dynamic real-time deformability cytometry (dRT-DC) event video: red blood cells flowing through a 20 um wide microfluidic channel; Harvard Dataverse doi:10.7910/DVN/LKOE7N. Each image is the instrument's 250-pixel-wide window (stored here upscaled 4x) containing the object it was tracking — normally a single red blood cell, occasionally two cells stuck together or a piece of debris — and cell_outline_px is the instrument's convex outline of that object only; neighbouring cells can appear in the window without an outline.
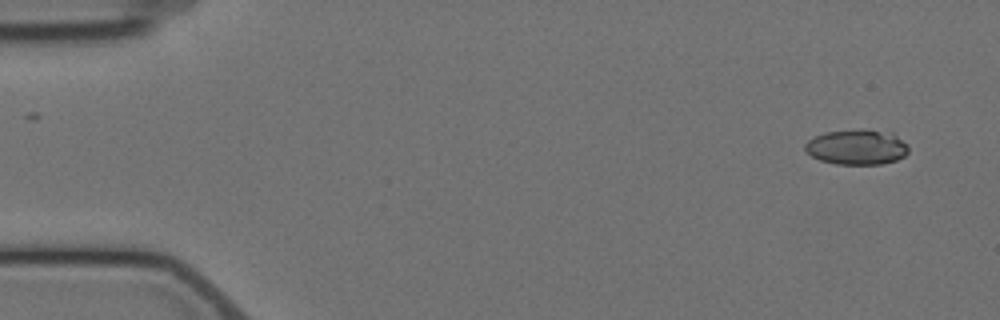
{"species": "Egyptian fruit bat (a non-hibernating species)", "species_latin": "Rousettus aegyptiacus", "temperature_condition": "cold", "stored_images_in_passage": 5, "camera_frame_rate_fps": 3000, "um_per_image_px": 0.085, "animal": {"sex": "female"}, "frame": {"image": 1, "passage_image": 1, "time_ms": 0.0, "image_size_px": [1000, 320], "cell_outline_px": [[908, 152], [904, 156], [896, 160], [880, 164], [836, 164], [820, 160], [812, 156], [804, 148], [804, 144], [808, 140], [824, 132], [864, 128], [892, 132], [908, 148]], "centroid_in_image_um": [72.81, 12.49], "position_along_channel_um": 12.2, "area_um2": 21.21}}
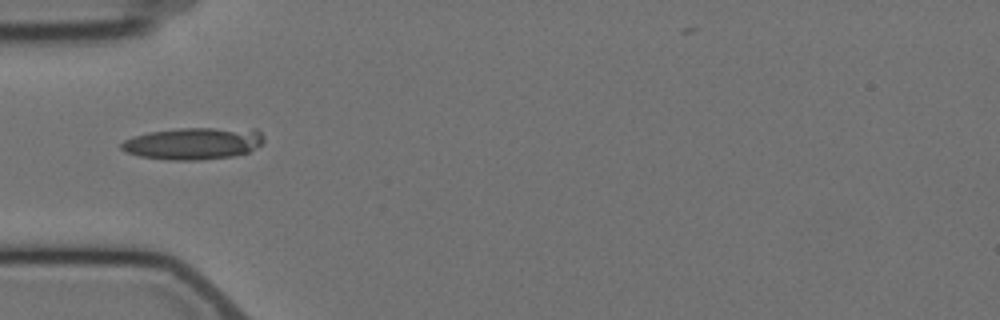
{"frame": {"image": 2, "passage_image": 5, "time_ms": 5.0, "image_size_px": [1000, 320], "cell_outline_px": [[264, 140], [260, 144], [248, 152], [232, 156], [200, 160], [168, 160], [140, 156], [128, 152], [120, 148], [120, 144], [124, 140], [148, 132], [180, 128], [256, 128], [264, 136]], "centroid_in_image_um": [16.47, 12.18], "position_along_channel_um": 68.5, "area_um2": 26.59}}